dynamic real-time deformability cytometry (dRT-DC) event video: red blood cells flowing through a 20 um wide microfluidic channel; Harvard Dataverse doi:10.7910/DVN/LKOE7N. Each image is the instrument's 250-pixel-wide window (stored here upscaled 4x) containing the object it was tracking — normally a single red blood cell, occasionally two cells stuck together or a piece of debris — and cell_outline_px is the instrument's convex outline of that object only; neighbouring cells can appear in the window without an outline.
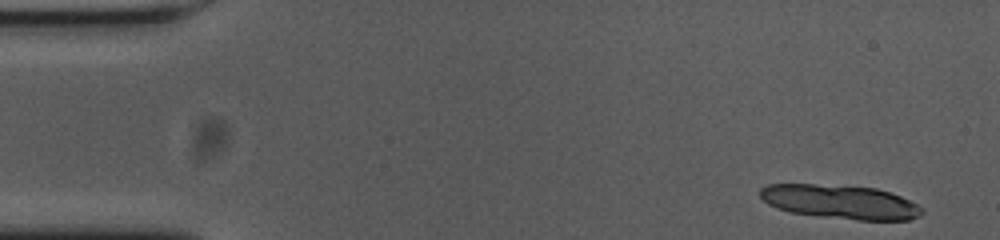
{"species": "common noctule bat (a hibernating species)", "species_latin": "Nyctalus noctula", "temperature_condition": "cold", "stored_images_in_passage": 13, "camera_frame_rate_fps": 3000, "um_per_image_px": 0.085, "animal": {"sex": "female", "body_mass_g": 23.0, "forearm_length_mm": 53.4}, "frame": {"image": 1, "passage_image": 2, "time_ms": 0.333, "image_size_px": [1000, 240], "cell_outline_px": [[924, 212], [920, 216], [908, 220], [860, 220], [820, 216], [788, 212], [776, 208], [768, 204], [760, 196], [760, 188], [768, 184], [816, 184], [876, 188], [900, 196], [924, 208]], "centroid_in_image_um": [71.41, 17.16], "position_along_channel_um": 13.6, "area_um2": 32.02}}